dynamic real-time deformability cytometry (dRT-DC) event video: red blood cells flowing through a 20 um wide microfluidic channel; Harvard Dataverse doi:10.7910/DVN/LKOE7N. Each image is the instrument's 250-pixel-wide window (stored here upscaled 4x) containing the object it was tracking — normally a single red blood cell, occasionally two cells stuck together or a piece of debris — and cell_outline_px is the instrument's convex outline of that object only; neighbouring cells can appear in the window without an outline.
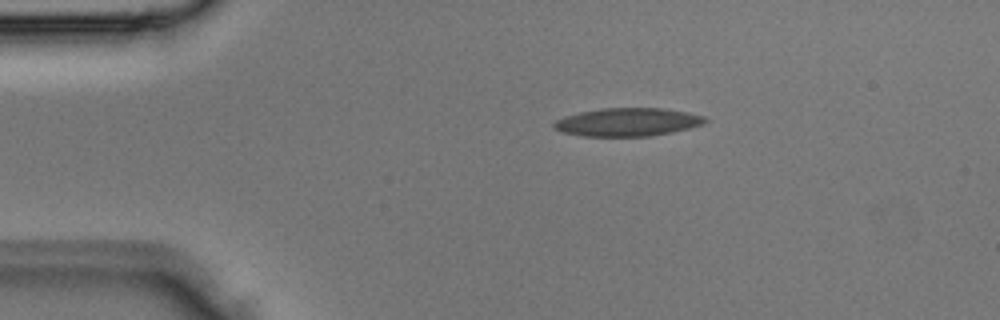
{"species": "Egyptian fruit bat (a non-hibernating species)", "species_latin": "Rousettus aegyptiacus", "temperature_condition": "room temperature", "stored_images_in_passage": 1, "camera_frame_rate_fps": 3000, "um_per_image_px": 0.085, "animal": {"sex": "male"}, "frame": {"image": 1, "passage_image": 1, "time_ms": 0.0, "image_size_px": [1000, 320], "cell_outline_px": [[708, 120], [704, 124], [672, 132], [648, 136], [584, 136], [564, 132], [552, 128], [552, 124], [556, 120], [564, 116], [580, 112], [600, 108], [664, 108], [688, 112], [704, 116]], "centroid_in_image_um": [53.34, 10.37], "position_along_channel_um": 31.7, "area_um2": 24.85}}